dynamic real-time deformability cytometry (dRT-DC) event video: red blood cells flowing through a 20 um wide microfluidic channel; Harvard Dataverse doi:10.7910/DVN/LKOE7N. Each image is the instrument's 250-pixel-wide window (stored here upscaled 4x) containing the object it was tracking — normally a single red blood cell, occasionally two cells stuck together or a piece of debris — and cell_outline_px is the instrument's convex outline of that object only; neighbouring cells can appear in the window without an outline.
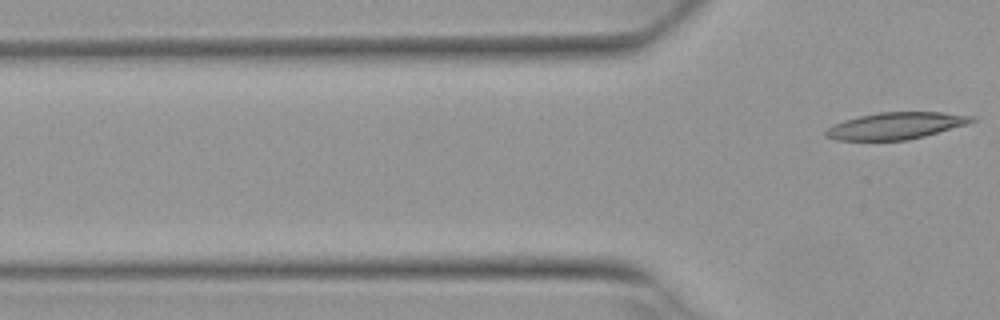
{"species": "Egyptian fruit bat (a non-hibernating species)", "species_latin": "Rousettus aegyptiacus", "temperature_condition": "warm", "stored_images_in_passage": 3, "camera_frame_rate_fps": 3000, "um_per_image_px": 0.085, "animal": {"sex": "female"}, "frame": {"image": 1, "passage_image": 3, "time_ms": 0.667, "image_size_px": [1000, 320], "cell_outline_px": [[976, 120], [968, 124], [924, 136], [908, 140], [836, 140], [824, 136], [824, 132], [828, 128], [844, 120], [860, 116], [880, 112], [940, 112], [976, 116]], "centroid_in_image_um": [76.17, 10.69], "position_along_channel_um": 49.6, "area_um2": 22.72}}